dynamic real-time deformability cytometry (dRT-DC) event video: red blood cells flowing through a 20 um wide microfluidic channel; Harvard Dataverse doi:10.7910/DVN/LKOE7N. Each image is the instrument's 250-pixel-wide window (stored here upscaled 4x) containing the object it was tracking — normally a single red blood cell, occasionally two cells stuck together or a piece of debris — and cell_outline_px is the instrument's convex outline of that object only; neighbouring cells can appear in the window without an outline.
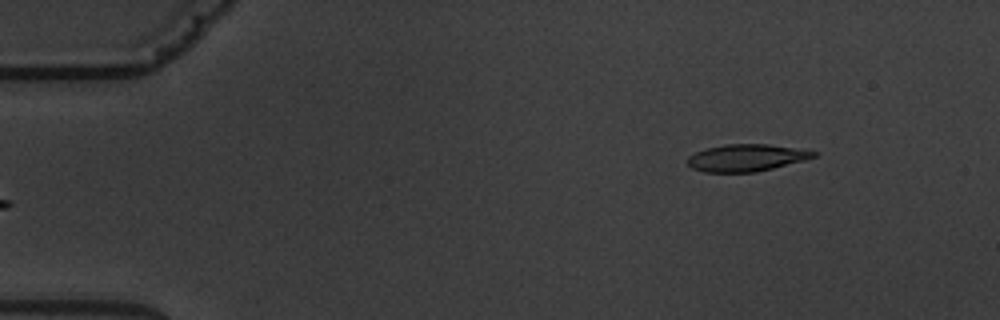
{"species": "common noctule bat (a hibernating species)", "species_latin": "Nyctalus noctula", "temperature_condition": "warm", "stored_images_in_passage": 6, "camera_frame_rate_fps": 3000, "um_per_image_px": 0.085, "animal": {"sex": "male", "body_mass_g": 19.5, "forearm_length_mm": 54.6}, "frame": {"image": 1, "passage_image": 6, "time_ms": 6.0, "image_size_px": [1000, 320], "cell_outline_px": [[820, 152], [816, 156], [804, 160], [756, 172], [704, 172], [692, 168], [688, 164], [688, 156], [696, 152], [708, 148], [724, 144], [768, 144]], "centroid_in_image_um": [63.44, 13.41], "position_along_channel_um": 21.6, "area_um2": 19.71}}